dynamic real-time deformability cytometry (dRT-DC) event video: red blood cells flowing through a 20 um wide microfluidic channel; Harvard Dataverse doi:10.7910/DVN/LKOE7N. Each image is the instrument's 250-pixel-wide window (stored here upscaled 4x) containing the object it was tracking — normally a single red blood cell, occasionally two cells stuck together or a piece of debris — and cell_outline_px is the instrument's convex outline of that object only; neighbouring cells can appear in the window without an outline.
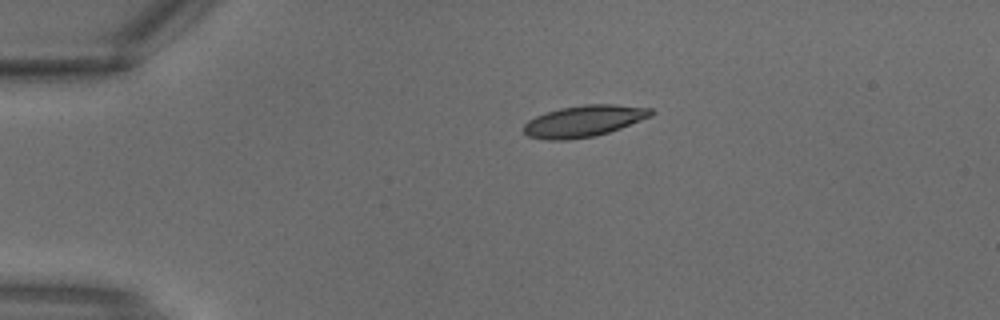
{"species": "common noctule bat (a hibernating species)", "species_latin": "Nyctalus noctula", "temperature_condition": "warm", "stored_images_in_passage": 2, "camera_frame_rate_fps": 3000, "um_per_image_px": 0.085, "animal": {"sex": "male", "body_mass_g": 18.8}, "frame": {"image": 1, "passage_image": 1, "time_ms": 0.0, "image_size_px": [1000, 320], "cell_outline_px": [[656, 112], [652, 116], [620, 128], [596, 136], [568, 140], [548, 140], [528, 136], [520, 128], [528, 120], [536, 116], [560, 108], [584, 104], [612, 104], [652, 108]], "centroid_in_image_um": [49.63, 10.29], "position_along_channel_um": 35.4, "area_um2": 23.47}}
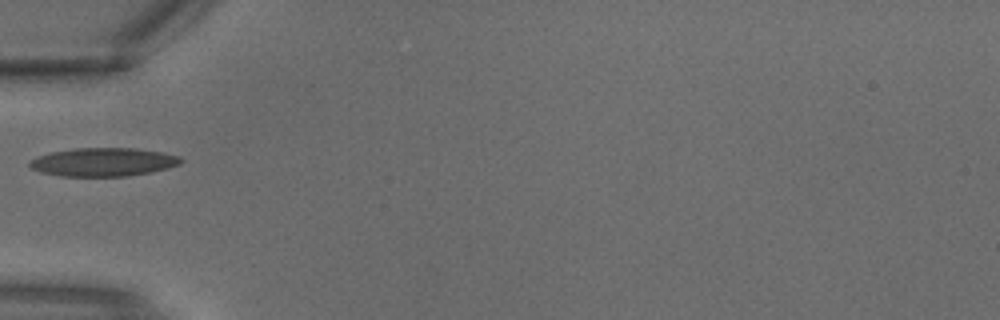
{"frame": {"image": 2, "passage_image": 2, "time_ms": 0.333, "image_size_px": [1000, 320], "cell_outline_px": [[184, 160], [180, 164], [168, 168], [152, 172], [128, 176], [60, 176], [40, 172], [32, 168], [28, 164], [28, 160], [36, 156], [52, 152], [76, 148], [136, 148], [164, 152], [180, 156]], "centroid_in_image_um": [8.8, 13.77], "position_along_channel_um": 76.2, "area_um2": 25.32}}